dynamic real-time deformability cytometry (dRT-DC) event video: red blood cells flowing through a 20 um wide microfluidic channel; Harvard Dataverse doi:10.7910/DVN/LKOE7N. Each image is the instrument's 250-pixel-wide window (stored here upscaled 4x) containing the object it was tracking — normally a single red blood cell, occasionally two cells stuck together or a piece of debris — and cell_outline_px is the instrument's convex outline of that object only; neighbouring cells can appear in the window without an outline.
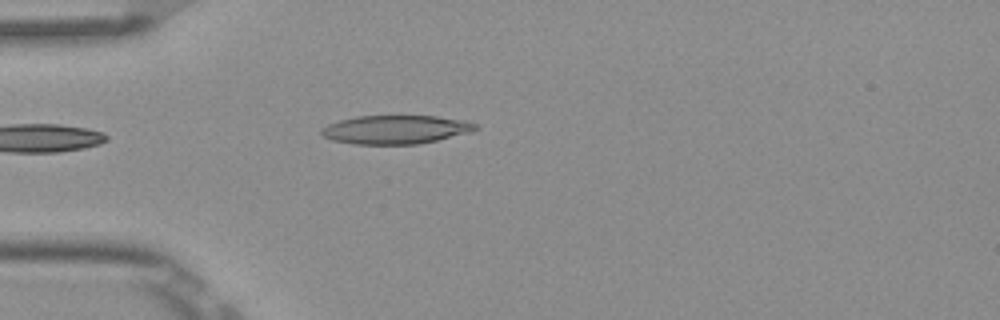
{"species": "Egyptian fruit bat (a non-hibernating species)", "species_latin": "Rousettus aegyptiacus", "temperature_condition": "room temperature", "stored_images_in_passage": 4, "camera_frame_rate_fps": 3000, "um_per_image_px": 0.085, "frame": {"image": 1, "passage_image": 4, "time_ms": 1.0, "image_size_px": [1000, 320], "cell_outline_px": [[480, 128], [472, 132], [436, 140], [416, 144], [356, 144], [332, 140], [324, 136], [320, 132], [320, 128], [328, 124], [340, 120], [356, 116], [436, 116], [464, 120], [476, 124]], "centroid_in_image_um": [33.63, 11.01], "position_along_channel_um": 51.4, "area_um2": 25.66}}